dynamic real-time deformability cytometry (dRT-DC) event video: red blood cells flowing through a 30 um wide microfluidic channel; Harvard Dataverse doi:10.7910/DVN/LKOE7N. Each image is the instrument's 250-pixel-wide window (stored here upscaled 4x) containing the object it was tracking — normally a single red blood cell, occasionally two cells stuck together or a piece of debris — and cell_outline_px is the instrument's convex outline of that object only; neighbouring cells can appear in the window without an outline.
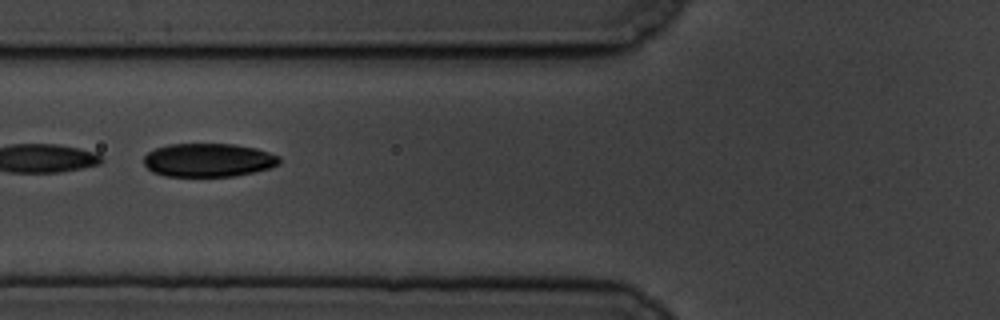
{"species": "common noctule bat (a hibernating species)", "species_latin": "Nyctalus noctula", "temperature_condition": "cold", "stored_images_in_passage": 21, "camera_frame_rate_fps": 3000, "um_per_image_px": 0.085, "animal": {"sex": "male", "body_mass_g": 19.5, "forearm_length_mm": 54.6}, "frame": {"image": 1, "passage_image": 17, "time_ms": 5.333, "image_size_px": [1000, 320], "cell_outline_px": [[280, 164], [268, 168], [252, 172], [232, 176], [164, 176], [152, 172], [144, 164], [144, 156], [148, 152], [156, 148], [168, 144], [232, 144], [256, 148], [280, 156]], "centroid_in_image_um": [17.69, 13.6], "position_along_channel_um": 108.1, "area_um2": 26.41}}